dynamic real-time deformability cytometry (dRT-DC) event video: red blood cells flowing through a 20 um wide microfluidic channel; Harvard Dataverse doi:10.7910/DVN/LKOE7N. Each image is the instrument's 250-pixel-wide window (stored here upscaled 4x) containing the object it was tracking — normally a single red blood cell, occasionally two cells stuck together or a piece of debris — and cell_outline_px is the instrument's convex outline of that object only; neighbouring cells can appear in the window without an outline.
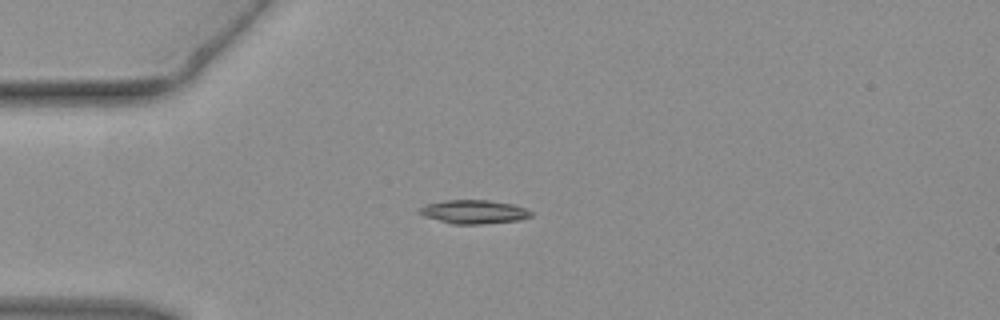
{"species": "common noctule bat (a hibernating species)", "species_latin": "Nyctalus noctula", "temperature_condition": "warm", "stored_images_in_passage": 35, "camera_frame_rate_fps": 3000, "um_per_image_px": 0.085, "animal": {"sex": "female", "body_mass_g": 19.3, "forearm_length_mm": 54.1}, "frame": {"image": 1, "passage_image": 1, "time_ms": 0.0, "image_size_px": [1000, 320], "cell_outline_px": [[532, 216], [520, 220], [480, 224], [452, 224], [424, 216], [416, 212], [420, 208], [428, 204], [444, 200], [488, 200], [512, 204], [524, 208], [532, 212]], "centroid_in_image_um": [40.27, 18.01], "position_along_channel_um": 44.7, "area_um2": 15.32}}
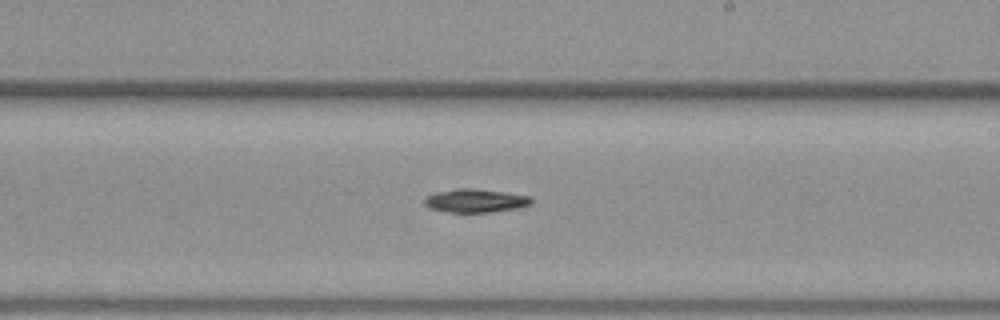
{"frame": {"image": 2, "passage_image": 16, "time_ms": 5.0, "image_size_px": [1000, 320], "cell_outline_px": [[532, 204], [516, 208], [492, 212], [452, 212], [428, 208], [424, 204], [424, 196], [436, 192], [456, 188], [472, 188], [504, 192], [532, 196]], "centroid_in_image_um": [40.39, 17.05], "position_along_channel_um": 248.6, "area_um2": 14.68}}
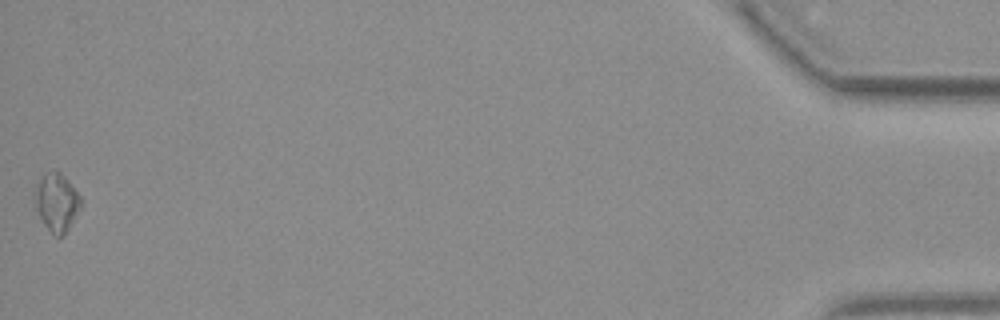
{"frame": {"image": 3, "passage_image": 35, "time_ms": 11.333, "image_size_px": [1000, 320], "cell_outline_px": [[84, 204], [64, 236], [56, 236], [44, 224], [36, 208], [32, 192], [40, 176], [44, 172], [60, 172], [68, 180], [84, 200]], "centroid_in_image_um": [4.83, 17.17], "position_along_channel_um": 430.4, "area_um2": 15.95}}